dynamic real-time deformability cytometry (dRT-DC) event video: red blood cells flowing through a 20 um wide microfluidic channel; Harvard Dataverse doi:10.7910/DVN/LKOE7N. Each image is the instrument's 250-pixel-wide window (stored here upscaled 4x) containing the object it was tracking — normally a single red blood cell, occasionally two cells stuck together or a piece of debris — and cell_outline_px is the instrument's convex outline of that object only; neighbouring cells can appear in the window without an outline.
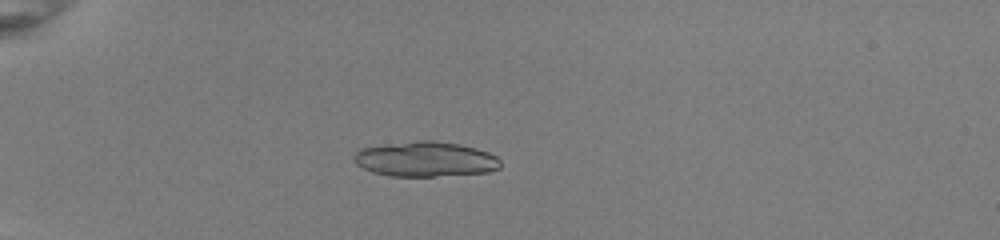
{"species": "common noctule bat (a hibernating species)", "species_latin": "Nyctalus noctula", "temperature_condition": "room temperature", "stored_images_in_passage": 52, "camera_frame_rate_fps": 3000, "um_per_image_px": 0.085, "animal": {"sex": "female", "body_mass_g": 22.0, "forearm_length_mm": 56.7}, "frame": {"image": 1, "passage_image": 16, "time_ms": 5.0, "image_size_px": [1000, 240], "cell_outline_px": [[500, 168], [488, 172], [432, 176], [392, 176], [372, 172], [356, 164], [352, 160], [352, 156], [360, 148], [388, 144], [420, 140], [432, 140], [460, 144], [476, 148], [488, 152], [496, 156], [500, 160]], "centroid_in_image_um": [36.15, 13.52], "position_along_channel_um": 48.9, "area_um2": 29.88}, "authors_computed_cell_mechanics": {"area_um2": 27.8885, "velocity_mm_per_s": 4.0476, "shape_relaxation_time_tau1_ms": null, "shape_relaxation_time_tau2_ms": 1.2015, "deformation_change_tau1": null, "deformation_change_tau2": 0.062}}